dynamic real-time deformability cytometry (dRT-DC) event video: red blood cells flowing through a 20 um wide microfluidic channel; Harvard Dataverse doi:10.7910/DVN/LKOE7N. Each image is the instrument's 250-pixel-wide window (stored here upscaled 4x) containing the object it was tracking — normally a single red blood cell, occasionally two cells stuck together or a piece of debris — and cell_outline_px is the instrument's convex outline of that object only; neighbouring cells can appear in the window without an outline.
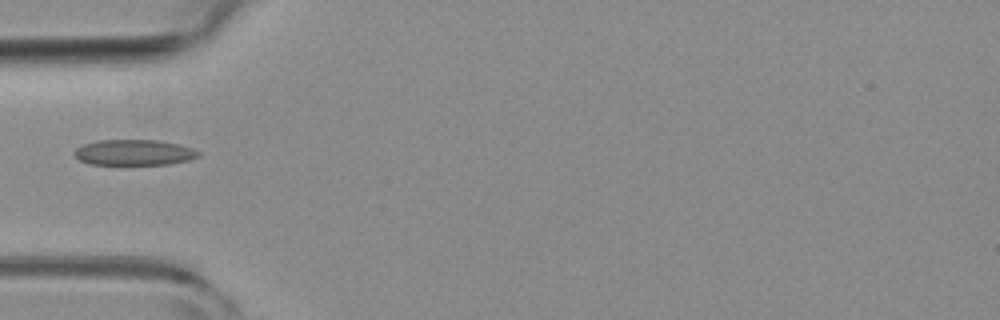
{"species": "common noctule bat (a hibernating species)", "species_latin": "Nyctalus noctula", "temperature_condition": "room temperature", "stored_images_in_passage": 2, "camera_frame_rate_fps": 3000, "um_per_image_px": 0.085, "animal": {"sex": "female", "body_mass_g": 19.3, "forearm_length_mm": 54.1}, "frame": {"image": 1, "passage_image": 1, "time_ms": 0.0, "image_size_px": [1000, 320], "cell_outline_px": [[200, 156], [188, 160], [168, 164], [88, 164], [80, 160], [72, 152], [76, 148], [84, 144], [96, 140], [160, 140], [192, 148], [200, 152]], "centroid_in_image_um": [11.37, 12.95], "position_along_channel_um": 73.6, "area_um2": 18.5}}
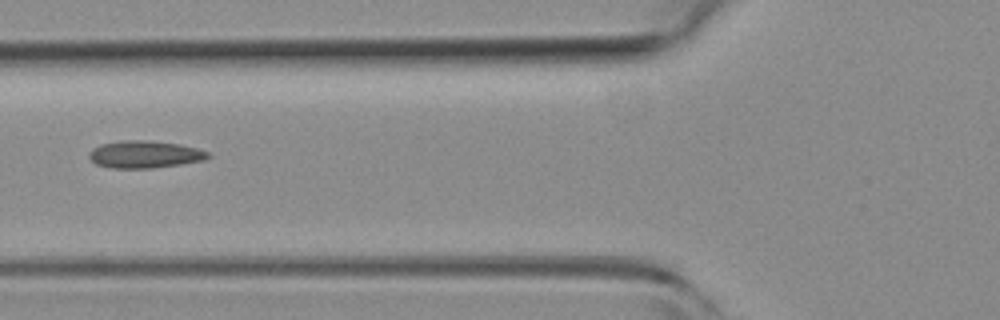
{"frame": {"image": 2, "passage_image": 2, "time_ms": 0.333, "image_size_px": [1000, 320], "cell_outline_px": [[212, 156], [204, 160], [180, 164], [152, 168], [112, 168], [96, 164], [88, 156], [92, 148], [100, 144], [124, 140], [144, 140], [180, 144], [196, 148], [208, 152]], "centroid_in_image_um": [12.3, 13.12], "position_along_channel_um": 113.5, "area_um2": 18.84}}